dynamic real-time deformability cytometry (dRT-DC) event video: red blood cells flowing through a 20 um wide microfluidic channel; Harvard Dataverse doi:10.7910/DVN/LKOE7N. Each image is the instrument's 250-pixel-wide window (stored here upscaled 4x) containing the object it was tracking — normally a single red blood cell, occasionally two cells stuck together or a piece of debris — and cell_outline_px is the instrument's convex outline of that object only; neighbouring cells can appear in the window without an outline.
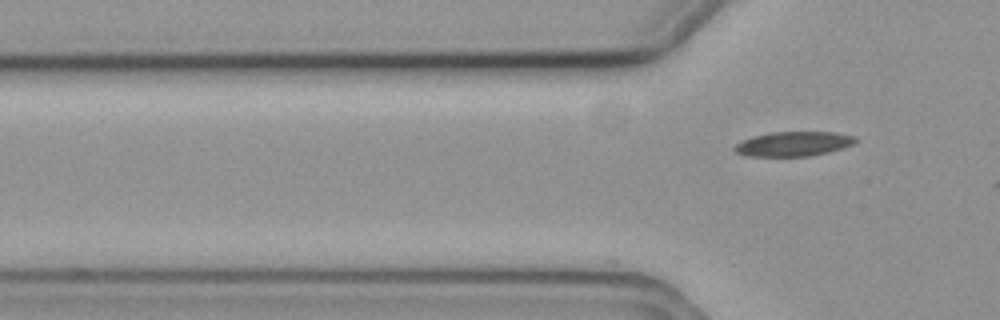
{"species": "common noctule bat (a hibernating species)", "species_latin": "Nyctalus noctula", "temperature_condition": "cold", "stored_images_in_passage": 2, "camera_frame_rate_fps": 3000, "um_per_image_px": 0.085, "animal": {"sex": "female", "body_mass_g": 19.3, "forearm_length_mm": 54.1}, "frame": {"image": 1, "passage_image": 2, "time_ms": 0.333, "image_size_px": [1000, 320], "cell_outline_px": [[856, 140], [852, 144], [828, 152], [808, 156], [744, 156], [736, 152], [732, 148], [736, 144], [752, 136], [772, 132], [836, 132], [856, 136]], "centroid_in_image_um": [67.41, 12.22], "position_along_channel_um": 58.4, "area_um2": 17.22}}